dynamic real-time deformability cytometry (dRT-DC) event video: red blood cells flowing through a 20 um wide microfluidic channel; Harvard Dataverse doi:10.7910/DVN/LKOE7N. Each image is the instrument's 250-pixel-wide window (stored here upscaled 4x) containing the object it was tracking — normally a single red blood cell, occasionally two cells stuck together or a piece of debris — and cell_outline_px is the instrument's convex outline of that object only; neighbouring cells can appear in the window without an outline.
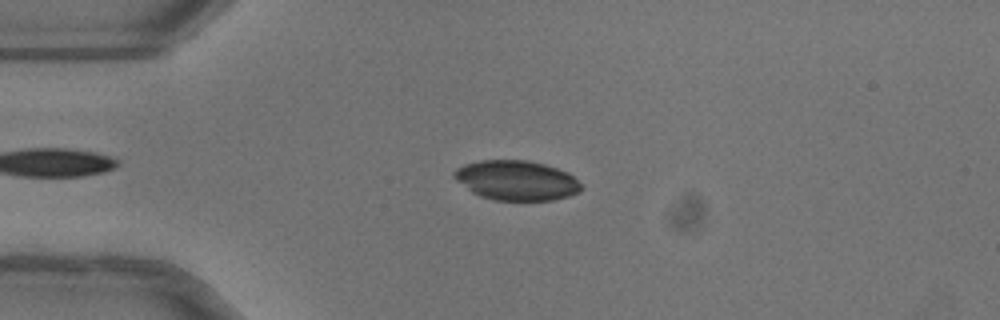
{"species": "common noctule bat (a hibernating species)", "species_latin": "Nyctalus noctula", "temperature_condition": "warm", "stored_images_in_passage": 48, "camera_frame_rate_fps": 3000, "um_per_image_px": 0.085, "animal": {"sex": "female"}, "frame": {"image": 1, "passage_image": 13, "time_ms": 4.0, "image_size_px": [1000, 320], "cell_outline_px": [[580, 192], [568, 196], [552, 200], [492, 200], [480, 196], [472, 192], [456, 180], [452, 176], [452, 172], [456, 168], [464, 164], [480, 160], [528, 160], [544, 164], [568, 172], [580, 184]], "centroid_in_image_um": [43.85, 15.33], "position_along_channel_um": 41.1, "area_um2": 29.42}}
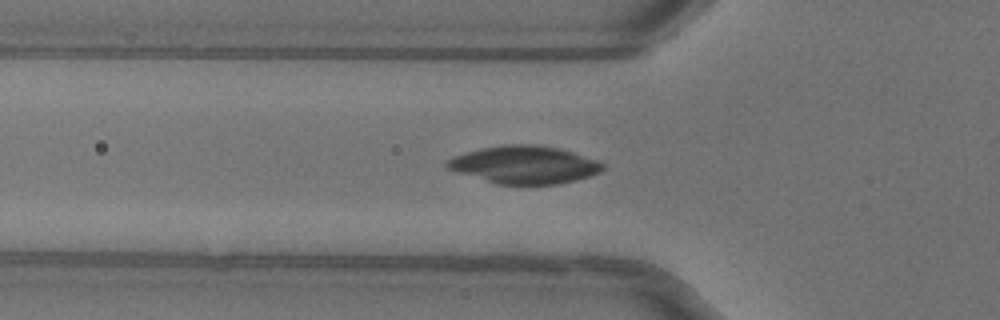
{"frame": {"image": 2, "passage_image": 18, "time_ms": 5.667, "image_size_px": [1000, 320], "cell_outline_px": [[604, 168], [600, 172], [588, 176], [560, 184], [496, 184], [456, 172], [448, 168], [444, 164], [444, 160], [452, 156], [484, 148], [504, 144], [536, 144], [560, 148], [600, 160], [604, 164]], "centroid_in_image_um": [44.57, 14.0], "position_along_channel_um": 81.2, "area_um2": 34.39}}